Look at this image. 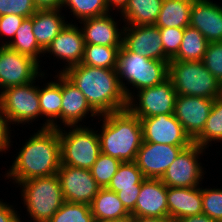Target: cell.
Instances as JSON below:
<instances>
[{"instance_id": "6da1fadb", "label": "cell", "mask_w": 222, "mask_h": 222, "mask_svg": "<svg viewBox=\"0 0 222 222\" xmlns=\"http://www.w3.org/2000/svg\"><path fill=\"white\" fill-rule=\"evenodd\" d=\"M86 97L100 116L128 108L116 69L78 64L62 72Z\"/></svg>"}, {"instance_id": "7a4b0ae2", "label": "cell", "mask_w": 222, "mask_h": 222, "mask_svg": "<svg viewBox=\"0 0 222 222\" xmlns=\"http://www.w3.org/2000/svg\"><path fill=\"white\" fill-rule=\"evenodd\" d=\"M6 177L16 183L58 172L61 164L58 128L38 130L25 142Z\"/></svg>"}, {"instance_id": "3957f363", "label": "cell", "mask_w": 222, "mask_h": 222, "mask_svg": "<svg viewBox=\"0 0 222 222\" xmlns=\"http://www.w3.org/2000/svg\"><path fill=\"white\" fill-rule=\"evenodd\" d=\"M103 127L99 133L101 153L121 162H134L143 143L141 120L128 108L101 115Z\"/></svg>"}, {"instance_id": "277c9868", "label": "cell", "mask_w": 222, "mask_h": 222, "mask_svg": "<svg viewBox=\"0 0 222 222\" xmlns=\"http://www.w3.org/2000/svg\"><path fill=\"white\" fill-rule=\"evenodd\" d=\"M117 75L127 100L134 98L123 78L137 90L160 84L169 76V62L148 59L128 51L123 45L118 51ZM122 80V81H121Z\"/></svg>"}, {"instance_id": "5b68a950", "label": "cell", "mask_w": 222, "mask_h": 222, "mask_svg": "<svg viewBox=\"0 0 222 222\" xmlns=\"http://www.w3.org/2000/svg\"><path fill=\"white\" fill-rule=\"evenodd\" d=\"M27 212L35 222H48L65 201L57 174L20 182Z\"/></svg>"}, {"instance_id": "8992f818", "label": "cell", "mask_w": 222, "mask_h": 222, "mask_svg": "<svg viewBox=\"0 0 222 222\" xmlns=\"http://www.w3.org/2000/svg\"><path fill=\"white\" fill-rule=\"evenodd\" d=\"M168 77L172 80L177 95L211 99L222 95V85L202 61H170Z\"/></svg>"}, {"instance_id": "52a82bcc", "label": "cell", "mask_w": 222, "mask_h": 222, "mask_svg": "<svg viewBox=\"0 0 222 222\" xmlns=\"http://www.w3.org/2000/svg\"><path fill=\"white\" fill-rule=\"evenodd\" d=\"M68 127L73 130L58 128L61 164L90 170L101 153L98 131L81 125Z\"/></svg>"}, {"instance_id": "ba28073f", "label": "cell", "mask_w": 222, "mask_h": 222, "mask_svg": "<svg viewBox=\"0 0 222 222\" xmlns=\"http://www.w3.org/2000/svg\"><path fill=\"white\" fill-rule=\"evenodd\" d=\"M35 81L0 92V109L10 122L24 124L41 115L38 86Z\"/></svg>"}, {"instance_id": "9c48e42d", "label": "cell", "mask_w": 222, "mask_h": 222, "mask_svg": "<svg viewBox=\"0 0 222 222\" xmlns=\"http://www.w3.org/2000/svg\"><path fill=\"white\" fill-rule=\"evenodd\" d=\"M137 92L139 104H135L134 99L131 98L128 100V109L139 119L174 113L177 93L169 77L160 84Z\"/></svg>"}, {"instance_id": "30bf717a", "label": "cell", "mask_w": 222, "mask_h": 222, "mask_svg": "<svg viewBox=\"0 0 222 222\" xmlns=\"http://www.w3.org/2000/svg\"><path fill=\"white\" fill-rule=\"evenodd\" d=\"M39 67V63L32 57L0 46V88L3 90L28 84L38 79V76H44L38 71Z\"/></svg>"}, {"instance_id": "8fae6325", "label": "cell", "mask_w": 222, "mask_h": 222, "mask_svg": "<svg viewBox=\"0 0 222 222\" xmlns=\"http://www.w3.org/2000/svg\"><path fill=\"white\" fill-rule=\"evenodd\" d=\"M204 149L195 143L183 149L166 169L160 178L161 181L167 187L191 188L199 186L204 172L201 163H198V156L202 155Z\"/></svg>"}, {"instance_id": "7c38bea8", "label": "cell", "mask_w": 222, "mask_h": 222, "mask_svg": "<svg viewBox=\"0 0 222 222\" xmlns=\"http://www.w3.org/2000/svg\"><path fill=\"white\" fill-rule=\"evenodd\" d=\"M56 174L65 201L90 205L101 189L89 169L60 164Z\"/></svg>"}, {"instance_id": "4fadbf2b", "label": "cell", "mask_w": 222, "mask_h": 222, "mask_svg": "<svg viewBox=\"0 0 222 222\" xmlns=\"http://www.w3.org/2000/svg\"><path fill=\"white\" fill-rule=\"evenodd\" d=\"M143 141L173 146H190L193 140L174 114L141 118Z\"/></svg>"}, {"instance_id": "5bb4252c", "label": "cell", "mask_w": 222, "mask_h": 222, "mask_svg": "<svg viewBox=\"0 0 222 222\" xmlns=\"http://www.w3.org/2000/svg\"><path fill=\"white\" fill-rule=\"evenodd\" d=\"M122 29H124L122 45L128 51L148 59L170 62L171 59L164 53L159 27L155 25H128Z\"/></svg>"}, {"instance_id": "9a60e30c", "label": "cell", "mask_w": 222, "mask_h": 222, "mask_svg": "<svg viewBox=\"0 0 222 222\" xmlns=\"http://www.w3.org/2000/svg\"><path fill=\"white\" fill-rule=\"evenodd\" d=\"M213 103L211 98L177 95L173 114L192 140L203 131Z\"/></svg>"}, {"instance_id": "2e32d148", "label": "cell", "mask_w": 222, "mask_h": 222, "mask_svg": "<svg viewBox=\"0 0 222 222\" xmlns=\"http://www.w3.org/2000/svg\"><path fill=\"white\" fill-rule=\"evenodd\" d=\"M189 146H173L143 141L135 163L145 178L160 179L179 153Z\"/></svg>"}, {"instance_id": "e0dca14e", "label": "cell", "mask_w": 222, "mask_h": 222, "mask_svg": "<svg viewBox=\"0 0 222 222\" xmlns=\"http://www.w3.org/2000/svg\"><path fill=\"white\" fill-rule=\"evenodd\" d=\"M131 216L168 217L167 186L161 179L146 178Z\"/></svg>"}, {"instance_id": "ac0fdd59", "label": "cell", "mask_w": 222, "mask_h": 222, "mask_svg": "<svg viewBox=\"0 0 222 222\" xmlns=\"http://www.w3.org/2000/svg\"><path fill=\"white\" fill-rule=\"evenodd\" d=\"M189 25L208 42L222 41V7L210 0H194Z\"/></svg>"}, {"instance_id": "d6986e66", "label": "cell", "mask_w": 222, "mask_h": 222, "mask_svg": "<svg viewBox=\"0 0 222 222\" xmlns=\"http://www.w3.org/2000/svg\"><path fill=\"white\" fill-rule=\"evenodd\" d=\"M84 36L81 29L71 23H68L65 28L53 39L47 49L44 51L54 54V57L68 62L65 69L78 65L82 62L84 56Z\"/></svg>"}, {"instance_id": "ffe728a7", "label": "cell", "mask_w": 222, "mask_h": 222, "mask_svg": "<svg viewBox=\"0 0 222 222\" xmlns=\"http://www.w3.org/2000/svg\"><path fill=\"white\" fill-rule=\"evenodd\" d=\"M61 94V120L66 127L76 126L78 122H82L89 111L91 117L99 116L91 108L85 95L63 73H61Z\"/></svg>"}, {"instance_id": "44dd1931", "label": "cell", "mask_w": 222, "mask_h": 222, "mask_svg": "<svg viewBox=\"0 0 222 222\" xmlns=\"http://www.w3.org/2000/svg\"><path fill=\"white\" fill-rule=\"evenodd\" d=\"M83 22L82 33L85 44L100 46L121 47L123 31H118L117 23L110 16V12L92 18L81 20Z\"/></svg>"}, {"instance_id": "7402d4cb", "label": "cell", "mask_w": 222, "mask_h": 222, "mask_svg": "<svg viewBox=\"0 0 222 222\" xmlns=\"http://www.w3.org/2000/svg\"><path fill=\"white\" fill-rule=\"evenodd\" d=\"M168 217L174 222L180 218L200 215L202 188L167 187Z\"/></svg>"}, {"instance_id": "603a6c76", "label": "cell", "mask_w": 222, "mask_h": 222, "mask_svg": "<svg viewBox=\"0 0 222 222\" xmlns=\"http://www.w3.org/2000/svg\"><path fill=\"white\" fill-rule=\"evenodd\" d=\"M61 9L37 10L32 15L33 34L38 46L45 51L53 39L67 25L64 16L60 15ZM60 12V13H59Z\"/></svg>"}, {"instance_id": "cb8c5ba5", "label": "cell", "mask_w": 222, "mask_h": 222, "mask_svg": "<svg viewBox=\"0 0 222 222\" xmlns=\"http://www.w3.org/2000/svg\"><path fill=\"white\" fill-rule=\"evenodd\" d=\"M96 222L119 220L131 216L116 192L101 188L90 204Z\"/></svg>"}, {"instance_id": "d4e9b609", "label": "cell", "mask_w": 222, "mask_h": 222, "mask_svg": "<svg viewBox=\"0 0 222 222\" xmlns=\"http://www.w3.org/2000/svg\"><path fill=\"white\" fill-rule=\"evenodd\" d=\"M59 75V76H58ZM57 82H49L42 89L38 90L40 111L42 116L48 117L42 129L59 128L57 118L61 120L62 94H61V73H59Z\"/></svg>"}, {"instance_id": "484cf974", "label": "cell", "mask_w": 222, "mask_h": 222, "mask_svg": "<svg viewBox=\"0 0 222 222\" xmlns=\"http://www.w3.org/2000/svg\"><path fill=\"white\" fill-rule=\"evenodd\" d=\"M194 0H163L158 19L159 28H186Z\"/></svg>"}, {"instance_id": "4316f807", "label": "cell", "mask_w": 222, "mask_h": 222, "mask_svg": "<svg viewBox=\"0 0 222 222\" xmlns=\"http://www.w3.org/2000/svg\"><path fill=\"white\" fill-rule=\"evenodd\" d=\"M162 3L163 0H129L121 15L128 25H155Z\"/></svg>"}, {"instance_id": "83f0119b", "label": "cell", "mask_w": 222, "mask_h": 222, "mask_svg": "<svg viewBox=\"0 0 222 222\" xmlns=\"http://www.w3.org/2000/svg\"><path fill=\"white\" fill-rule=\"evenodd\" d=\"M208 43L200 31L189 25L184 28L178 53L170 61H202Z\"/></svg>"}, {"instance_id": "f1b7e54d", "label": "cell", "mask_w": 222, "mask_h": 222, "mask_svg": "<svg viewBox=\"0 0 222 222\" xmlns=\"http://www.w3.org/2000/svg\"><path fill=\"white\" fill-rule=\"evenodd\" d=\"M7 42L2 43V46H7L14 51L30 56L37 62H40L38 59L40 54L44 53L38 46L33 34L32 16L24 18L12 41Z\"/></svg>"}, {"instance_id": "f546056e", "label": "cell", "mask_w": 222, "mask_h": 222, "mask_svg": "<svg viewBox=\"0 0 222 222\" xmlns=\"http://www.w3.org/2000/svg\"><path fill=\"white\" fill-rule=\"evenodd\" d=\"M145 179L135 162H121L107 189L113 192L141 189Z\"/></svg>"}, {"instance_id": "4dcf8cb0", "label": "cell", "mask_w": 222, "mask_h": 222, "mask_svg": "<svg viewBox=\"0 0 222 222\" xmlns=\"http://www.w3.org/2000/svg\"><path fill=\"white\" fill-rule=\"evenodd\" d=\"M120 47L85 44L81 64L92 67L116 69Z\"/></svg>"}, {"instance_id": "1f68e13d", "label": "cell", "mask_w": 222, "mask_h": 222, "mask_svg": "<svg viewBox=\"0 0 222 222\" xmlns=\"http://www.w3.org/2000/svg\"><path fill=\"white\" fill-rule=\"evenodd\" d=\"M212 141H222V95L214 99L205 127L193 143L206 149Z\"/></svg>"}, {"instance_id": "d6a6232c", "label": "cell", "mask_w": 222, "mask_h": 222, "mask_svg": "<svg viewBox=\"0 0 222 222\" xmlns=\"http://www.w3.org/2000/svg\"><path fill=\"white\" fill-rule=\"evenodd\" d=\"M48 222H96L90 205L64 201Z\"/></svg>"}, {"instance_id": "836d02e7", "label": "cell", "mask_w": 222, "mask_h": 222, "mask_svg": "<svg viewBox=\"0 0 222 222\" xmlns=\"http://www.w3.org/2000/svg\"><path fill=\"white\" fill-rule=\"evenodd\" d=\"M64 6H69L73 15L80 20L109 13L105 0H63L62 7Z\"/></svg>"}, {"instance_id": "e575fe53", "label": "cell", "mask_w": 222, "mask_h": 222, "mask_svg": "<svg viewBox=\"0 0 222 222\" xmlns=\"http://www.w3.org/2000/svg\"><path fill=\"white\" fill-rule=\"evenodd\" d=\"M121 161L117 158L100 153L91 170L93 178L101 188H107L116 174Z\"/></svg>"}, {"instance_id": "d590c367", "label": "cell", "mask_w": 222, "mask_h": 222, "mask_svg": "<svg viewBox=\"0 0 222 222\" xmlns=\"http://www.w3.org/2000/svg\"><path fill=\"white\" fill-rule=\"evenodd\" d=\"M202 209L206 216L222 222V189L202 188Z\"/></svg>"}, {"instance_id": "8d00e7d4", "label": "cell", "mask_w": 222, "mask_h": 222, "mask_svg": "<svg viewBox=\"0 0 222 222\" xmlns=\"http://www.w3.org/2000/svg\"><path fill=\"white\" fill-rule=\"evenodd\" d=\"M202 62L222 85V41L208 43Z\"/></svg>"}, {"instance_id": "74e56055", "label": "cell", "mask_w": 222, "mask_h": 222, "mask_svg": "<svg viewBox=\"0 0 222 222\" xmlns=\"http://www.w3.org/2000/svg\"><path fill=\"white\" fill-rule=\"evenodd\" d=\"M36 11L33 0H0V16L15 14L27 18Z\"/></svg>"}, {"instance_id": "f35d334b", "label": "cell", "mask_w": 222, "mask_h": 222, "mask_svg": "<svg viewBox=\"0 0 222 222\" xmlns=\"http://www.w3.org/2000/svg\"><path fill=\"white\" fill-rule=\"evenodd\" d=\"M164 53L172 59L179 51L184 28H159Z\"/></svg>"}, {"instance_id": "ab89813d", "label": "cell", "mask_w": 222, "mask_h": 222, "mask_svg": "<svg viewBox=\"0 0 222 222\" xmlns=\"http://www.w3.org/2000/svg\"><path fill=\"white\" fill-rule=\"evenodd\" d=\"M25 17L9 14L0 16V34L14 38L16 31L22 24Z\"/></svg>"}, {"instance_id": "60d3db41", "label": "cell", "mask_w": 222, "mask_h": 222, "mask_svg": "<svg viewBox=\"0 0 222 222\" xmlns=\"http://www.w3.org/2000/svg\"><path fill=\"white\" fill-rule=\"evenodd\" d=\"M139 192L140 189H128L118 191L116 194L125 208L131 212L135 208Z\"/></svg>"}, {"instance_id": "b9f144b4", "label": "cell", "mask_w": 222, "mask_h": 222, "mask_svg": "<svg viewBox=\"0 0 222 222\" xmlns=\"http://www.w3.org/2000/svg\"><path fill=\"white\" fill-rule=\"evenodd\" d=\"M9 121L0 109V152L8 150L10 146Z\"/></svg>"}, {"instance_id": "7bdbcfd3", "label": "cell", "mask_w": 222, "mask_h": 222, "mask_svg": "<svg viewBox=\"0 0 222 222\" xmlns=\"http://www.w3.org/2000/svg\"><path fill=\"white\" fill-rule=\"evenodd\" d=\"M12 207L0 200V222H21L20 216Z\"/></svg>"}, {"instance_id": "ee69618b", "label": "cell", "mask_w": 222, "mask_h": 222, "mask_svg": "<svg viewBox=\"0 0 222 222\" xmlns=\"http://www.w3.org/2000/svg\"><path fill=\"white\" fill-rule=\"evenodd\" d=\"M33 2L37 10L61 9L63 5V0H33Z\"/></svg>"}, {"instance_id": "f6af8a7d", "label": "cell", "mask_w": 222, "mask_h": 222, "mask_svg": "<svg viewBox=\"0 0 222 222\" xmlns=\"http://www.w3.org/2000/svg\"><path fill=\"white\" fill-rule=\"evenodd\" d=\"M174 222H218V221L213 220L210 217H208L202 213L200 215H194V216L180 218L179 220L174 221Z\"/></svg>"}, {"instance_id": "bcb514c9", "label": "cell", "mask_w": 222, "mask_h": 222, "mask_svg": "<svg viewBox=\"0 0 222 222\" xmlns=\"http://www.w3.org/2000/svg\"><path fill=\"white\" fill-rule=\"evenodd\" d=\"M132 222H173L169 217H140L131 216Z\"/></svg>"}, {"instance_id": "7dc6e473", "label": "cell", "mask_w": 222, "mask_h": 222, "mask_svg": "<svg viewBox=\"0 0 222 222\" xmlns=\"http://www.w3.org/2000/svg\"><path fill=\"white\" fill-rule=\"evenodd\" d=\"M129 0H105L107 8L110 10L112 7H117V9H120V12L124 10V8L127 6Z\"/></svg>"}, {"instance_id": "c3c4849f", "label": "cell", "mask_w": 222, "mask_h": 222, "mask_svg": "<svg viewBox=\"0 0 222 222\" xmlns=\"http://www.w3.org/2000/svg\"><path fill=\"white\" fill-rule=\"evenodd\" d=\"M103 222H132V217H127L119 220H108V221H103Z\"/></svg>"}]
</instances>
